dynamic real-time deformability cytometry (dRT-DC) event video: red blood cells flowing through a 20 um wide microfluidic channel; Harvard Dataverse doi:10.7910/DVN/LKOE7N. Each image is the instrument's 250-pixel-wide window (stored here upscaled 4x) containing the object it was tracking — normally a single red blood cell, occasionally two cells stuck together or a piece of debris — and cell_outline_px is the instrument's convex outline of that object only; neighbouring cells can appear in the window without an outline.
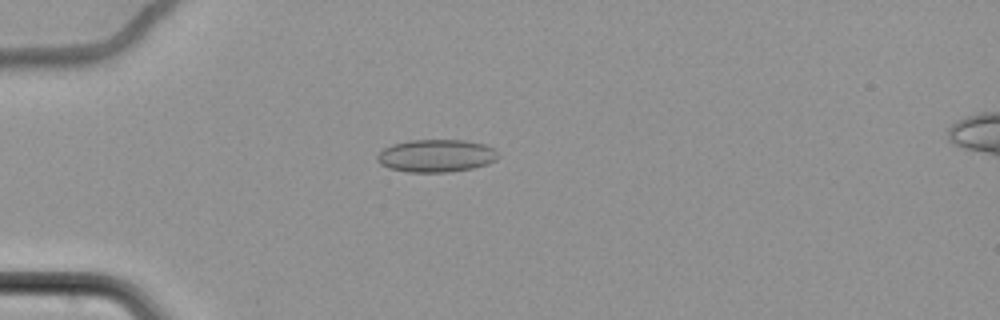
{"species": "common noctule bat (a hibernating species)", "species_latin": "Nyctalus noctula", "temperature_condition": "cold", "stored_images_in_passage": 46, "camera_frame_rate_fps": 3000, "um_per_image_px": 0.085, "animal": {"sex": "female", "body_mass_g": 22.7, "forearm_length_mm": 54.2}, "frame": {"image": 1, "passage_image": 3, "time_ms": 0.667, "image_size_px": [1000, 320], "cell_outline_px": [[500, 156], [496, 160], [488, 164], [472, 168], [448, 172], [408, 172], [388, 168], [380, 164], [376, 160], [376, 156], [384, 148], [392, 144], [408, 140], [464, 140], [484, 144], [492, 148]], "centroid_in_image_um": [37.05, 13.24], "position_along_channel_um": 47.9, "area_um2": 23.12}}
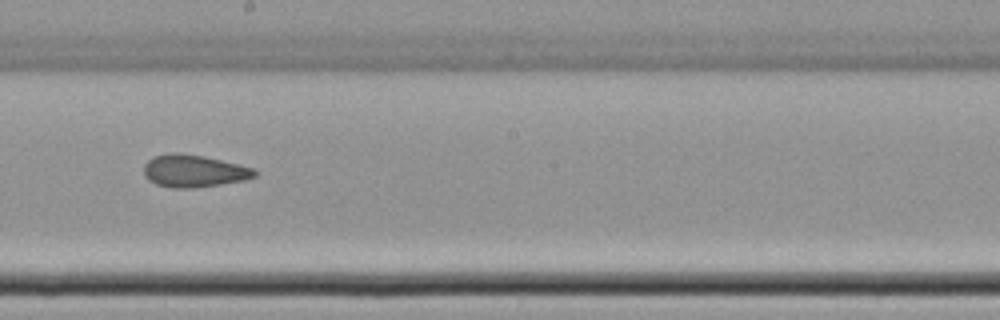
{"frame": {"image": 2, "passage_image": 21, "time_ms": 6.667, "image_size_px": [1000, 320], "cell_outline_px": [[256, 176], [244, 180], [220, 184], [192, 188], [172, 188], [156, 184], [148, 180], [144, 176], [144, 164], [152, 156], [168, 152], [180, 152], [204, 156], [240, 164], [256, 168]], "centroid_in_image_um": [16.45, 14.51], "position_along_channel_um": 231.7, "area_um2": 21.21}}
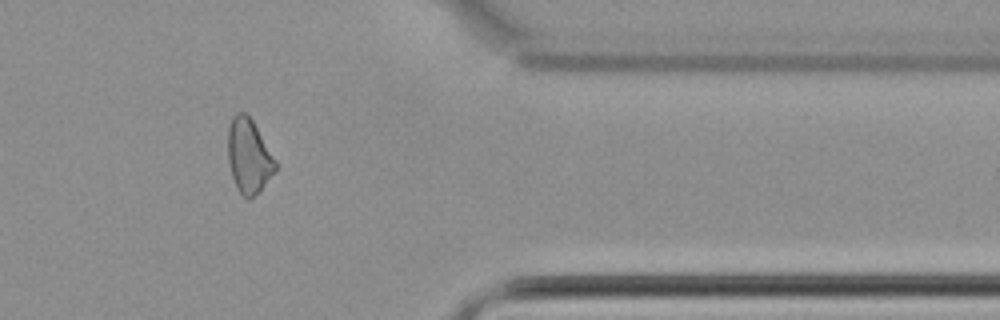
{"frame": {"image": 3, "passage_image": 36, "time_ms": 11.667, "image_size_px": [1000, 320], "cell_outline_px": [[276, 172], [260, 192], [248, 200], [236, 188], [232, 176], [228, 160], [228, 128], [232, 116], [236, 112], [244, 112], [252, 120], [276, 160]], "centroid_in_image_um": [21.15, 13.29], "position_along_channel_um": 390.2, "area_um2": 20.69}, "authors_computed_cell_mechanics": {"area_um2": 20.8369, "velocity_mm_per_s": 3.4754, "shape_relaxation_time_tau1_ms": null, "shape_relaxation_time_tau2_ms": 4.9714, "deformation_change_tau1": null, "deformation_change_tau2": 0.1072}}